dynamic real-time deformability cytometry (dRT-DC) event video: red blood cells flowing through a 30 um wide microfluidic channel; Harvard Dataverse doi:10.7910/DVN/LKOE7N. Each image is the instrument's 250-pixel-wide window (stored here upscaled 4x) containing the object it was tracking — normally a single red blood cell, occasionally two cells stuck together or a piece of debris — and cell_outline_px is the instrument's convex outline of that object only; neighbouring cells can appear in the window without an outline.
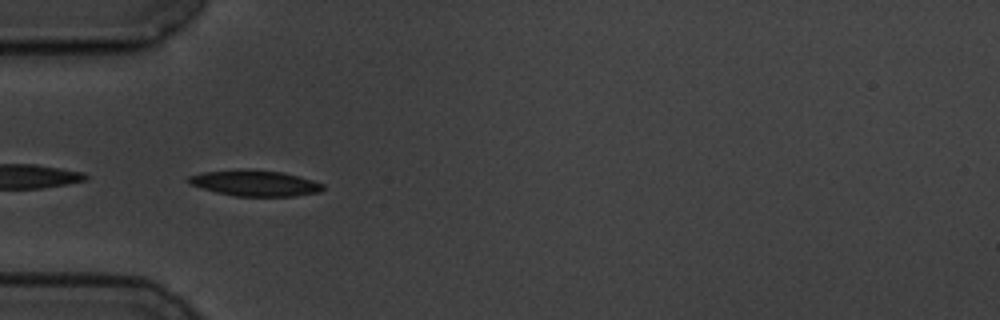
{"species": "common noctule bat (a hibernating species)", "species_latin": "Nyctalus noctula", "temperature_condition": "cold", "stored_images_in_passage": 41, "camera_frame_rate_fps": 3000, "um_per_image_px": 0.085, "animal": {"sex": "male", "body_mass_g": 19.5, "forearm_length_mm": 54.6}, "frame": {"image": 1, "passage_image": 1, "time_ms": 0.0, "image_size_px": [1000, 320], "cell_outline_px": [[324, 188], [320, 192], [296, 196], [232, 196], [216, 192], [192, 184], [188, 180], [188, 176], [204, 172], [284, 172], [312, 180], [324, 184]], "centroid_in_image_um": [21.77, 15.62], "position_along_channel_um": 63.2, "area_um2": 19.13}}
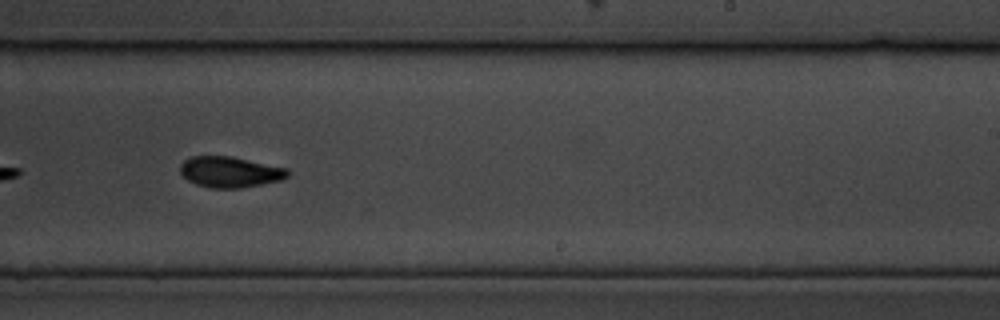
{"frame": {"image": 2, "passage_image": 19, "time_ms": 6.0, "image_size_px": [1000, 320], "cell_outline_px": [[288, 176], [280, 180], [240, 188], [208, 188], [196, 184], [188, 180], [180, 172], [180, 164], [184, 160], [192, 156], [232, 156], [288, 168]], "centroid_in_image_um": [19.53, 14.61], "position_along_channel_um": 269.5, "area_um2": 19.31}}
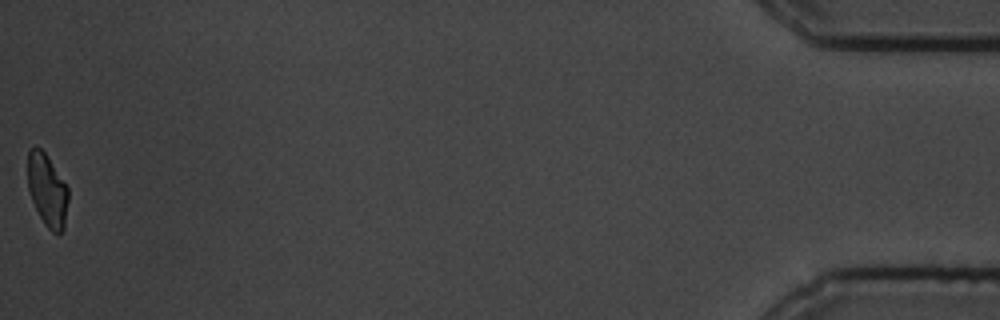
{"frame": {"image": 3, "passage_image": 41, "time_ms": 13.333, "image_size_px": [1000, 320], "cell_outline_px": [[68, 200], [64, 228], [60, 232], [52, 232], [44, 224], [32, 200], [28, 188], [28, 152], [32, 148], [40, 148], [44, 152], [68, 188]], "centroid_in_image_um": [4.02, 16.19], "position_along_channel_um": 431.2, "area_um2": 16.7}, "authors_computed_cell_mechanics": {"area_um2": 19.1896, "velocity_mm_per_s": 3.4806, "shape_relaxation_time_tau1_ms": 3.169, "shape_relaxation_time_tau2_ms": 2.9834, "deformation_change_tau1": 0.1405, "deformation_change_tau2": 0.0785}}